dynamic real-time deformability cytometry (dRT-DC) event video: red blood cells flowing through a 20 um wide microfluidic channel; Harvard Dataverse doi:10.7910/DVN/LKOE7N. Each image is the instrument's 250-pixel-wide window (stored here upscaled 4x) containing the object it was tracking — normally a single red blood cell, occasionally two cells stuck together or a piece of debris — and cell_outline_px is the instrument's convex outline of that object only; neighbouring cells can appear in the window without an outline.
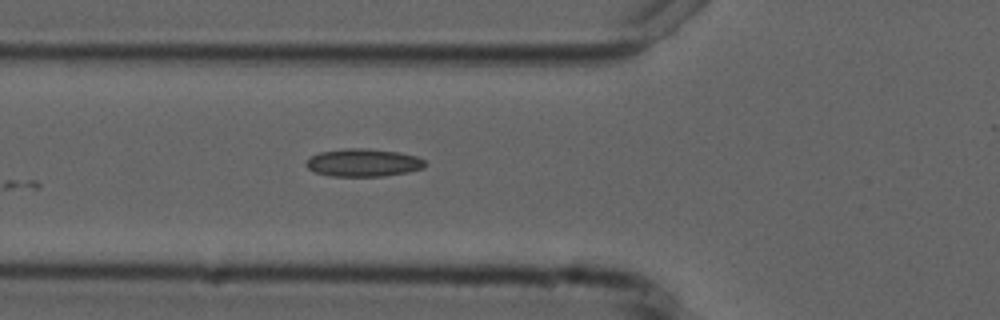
{"species": "common noctule bat (a hibernating species)", "species_latin": "Nyctalus noctula", "temperature_condition": "cold", "stored_images_in_passage": 6, "segment_of_instrument_passage": [1, 2], "camera_frame_rate_fps": 3000, "um_per_image_px": 0.085, "animal": {"sex": "male", "forearm_length_mm": 52.5}, "frame": {"image": 1, "passage_image": 5, "time_ms": 6.0, "image_size_px": [1000, 320], "cell_outline_px": [[428, 164], [424, 168], [408, 172], [384, 176], [332, 176], [316, 172], [308, 168], [304, 164], [312, 156], [320, 152], [344, 148], [368, 148], [400, 152], [416, 156], [424, 160]], "centroid_in_image_um": [30.92, 13.82], "position_along_channel_um": 94.9, "area_um2": 19.36}}